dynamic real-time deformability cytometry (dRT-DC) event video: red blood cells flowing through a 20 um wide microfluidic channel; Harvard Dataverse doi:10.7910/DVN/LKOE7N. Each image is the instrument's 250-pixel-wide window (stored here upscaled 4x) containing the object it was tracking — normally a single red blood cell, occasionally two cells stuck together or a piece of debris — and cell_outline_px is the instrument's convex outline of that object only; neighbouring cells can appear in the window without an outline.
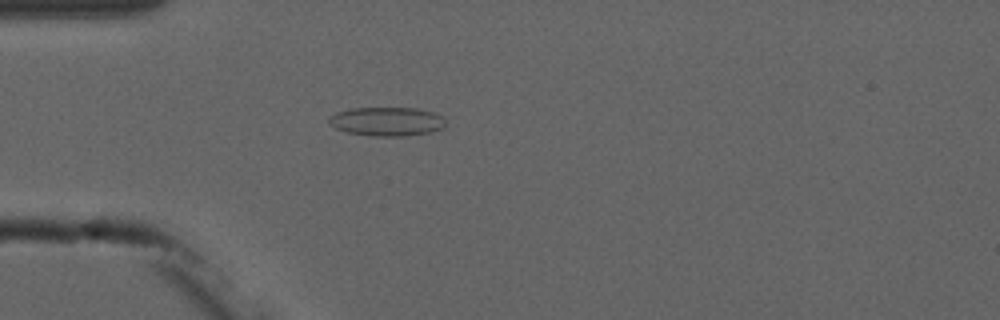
{"species": "common noctule bat (a hibernating species)", "species_latin": "Nyctalus noctula", "temperature_condition": "cold", "stored_images_in_passage": 4, "camera_frame_rate_fps": 3000, "um_per_image_px": 0.085, "animal": {"sex": "male", "forearm_length_mm": 52.5}, "frame": {"image": 1, "passage_image": 4, "time_ms": 3.333, "image_size_px": [1000, 320], "cell_outline_px": [[444, 128], [428, 132], [404, 136], [372, 136], [348, 132], [336, 128], [328, 124], [328, 116], [336, 112], [352, 108], [416, 108], [432, 112], [444, 116]], "centroid_in_image_um": [32.85, 10.32], "position_along_channel_um": 52.1, "area_um2": 19.65}}